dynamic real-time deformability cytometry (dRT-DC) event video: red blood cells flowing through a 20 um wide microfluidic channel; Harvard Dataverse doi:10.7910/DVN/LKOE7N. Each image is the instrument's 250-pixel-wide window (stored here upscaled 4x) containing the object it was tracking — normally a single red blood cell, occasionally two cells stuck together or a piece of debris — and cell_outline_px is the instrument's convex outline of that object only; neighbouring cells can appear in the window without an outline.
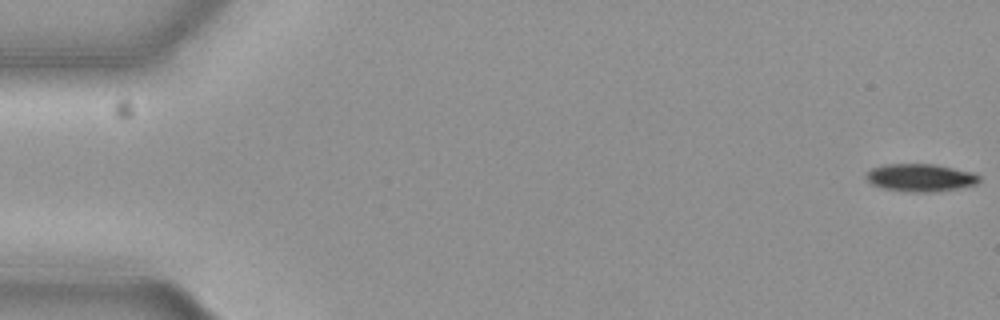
{"species": "common noctule bat (a hibernating species)", "species_latin": "Nyctalus noctula", "temperature_condition": "cold", "stored_images_in_passage": 57, "camera_frame_rate_fps": 3000, "um_per_image_px": 0.085, "animal": {"sex": "female", "body_mass_g": 19.3, "forearm_length_mm": 54.1}, "frame": {"image": 1, "passage_image": 1, "time_ms": 0.0, "image_size_px": [1000, 320], "cell_outline_px": [[980, 180], [976, 184], [956, 188], [932, 192], [908, 192], [880, 188], [872, 184], [864, 176], [864, 172], [872, 168], [884, 164], [932, 164], [972, 172], [980, 176]], "centroid_in_image_um": [78.16, 15.1], "position_along_channel_um": 6.8, "area_um2": 18.26}}
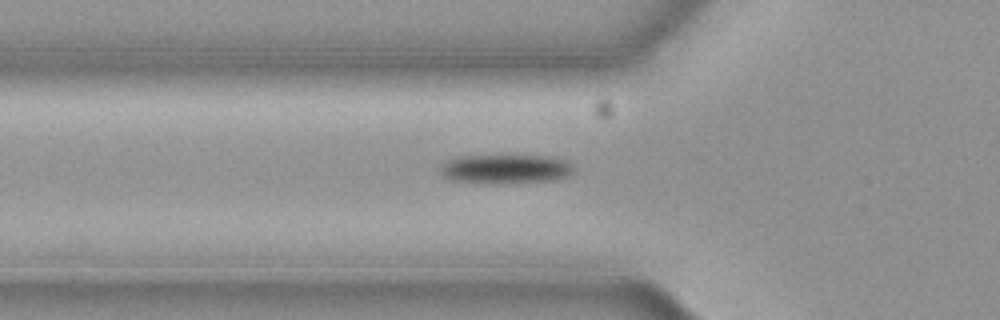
{"frame": {"image": 2, "passage_image": 20, "time_ms": 6.333, "image_size_px": [1000, 320], "cell_outline_px": [[572, 172], [568, 176], [552, 180], [500, 184], [492, 184], [452, 180], [444, 176], [440, 172], [440, 168], [448, 160], [460, 156], [544, 156], [560, 160], [568, 164], [572, 168]], "centroid_in_image_um": [42.9, 14.38], "position_along_channel_um": 82.9, "area_um2": 22.25}}
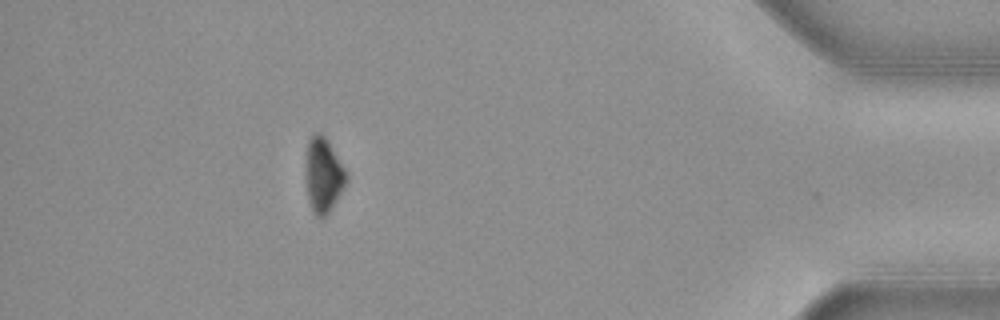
{"frame": {"image": 3, "passage_image": 51, "time_ms": 16.667, "image_size_px": [1000, 320], "cell_outline_px": [[348, 180], [328, 212], [324, 216], [316, 216], [312, 212], [308, 196], [304, 172], [304, 168], [308, 140], [316, 132], [320, 132], [328, 140], [344, 168], [348, 176]], "centroid_in_image_um": [27.45, 14.84], "position_along_channel_um": 407.7, "area_um2": 17.63}, "authors_computed_cell_mechanics": {"area_um2": 20.1144, "velocity_mm_per_s": 3.6863, "shape_relaxation_time_tau1_ms": 6.4062, "shape_relaxation_time_tau2_ms": 5.1607, "deformation_change_tau1": 0.1956, "deformation_change_tau2": 0.0538}}